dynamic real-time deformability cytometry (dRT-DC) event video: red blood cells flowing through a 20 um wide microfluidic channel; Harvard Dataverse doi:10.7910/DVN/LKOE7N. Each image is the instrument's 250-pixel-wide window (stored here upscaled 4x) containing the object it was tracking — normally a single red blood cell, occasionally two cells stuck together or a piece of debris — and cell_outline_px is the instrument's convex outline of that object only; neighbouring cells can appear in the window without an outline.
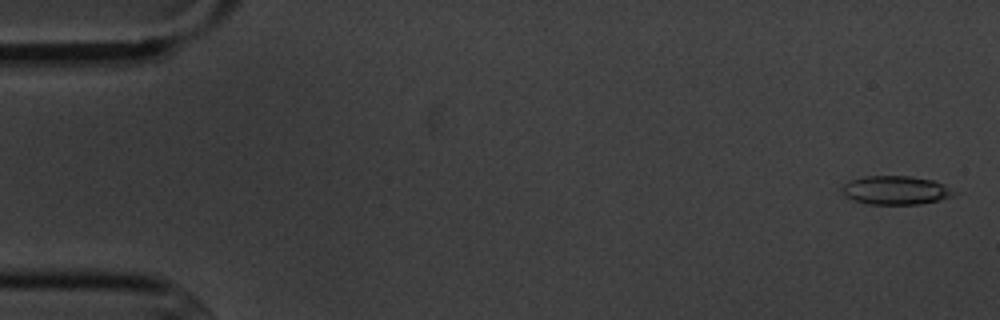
{"species": "common noctule bat (a hibernating species)", "species_latin": "Nyctalus noctula", "temperature_condition": "cold", "stored_images_in_passage": 7, "camera_frame_rate_fps": 3000, "um_per_image_px": 0.085, "animal": {"sex": "male", "body_mass_g": 20.1, "forearm_length_mm": 53.5}, "frame": {"image": 1, "passage_image": 1, "time_ms": 0.0, "image_size_px": [1000, 320], "cell_outline_px": [[956, 192], [952, 196], [940, 200], [920, 204], [868, 204], [856, 200], [848, 196], [840, 188], [844, 184], [852, 180], [864, 176], [912, 176], [932, 180], [944, 184]], "centroid_in_image_um": [76.17, 16.16], "position_along_channel_um": 8.8, "area_um2": 18.5}}
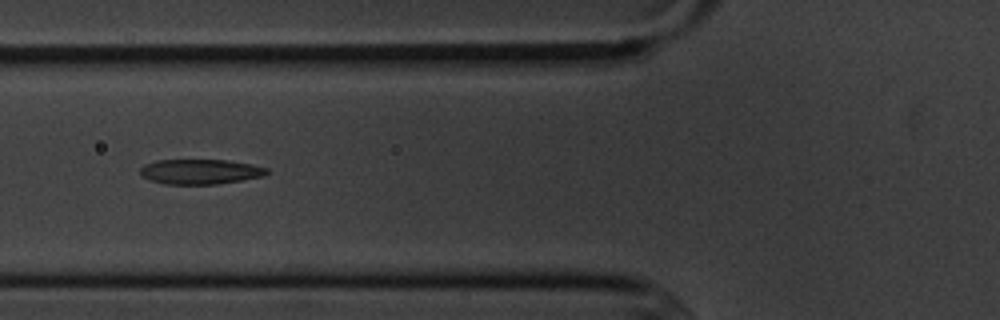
{"frame": {"image": 2, "passage_image": 6, "time_ms": 6.333, "image_size_px": [1000, 320], "cell_outline_px": [[268, 172], [264, 176], [216, 184], [164, 184], [148, 180], [140, 176], [140, 168], [144, 164], [156, 160], [228, 160], [252, 164], [268, 168]], "centroid_in_image_um": [16.98, 14.59], "position_along_channel_um": 108.8, "area_um2": 18.55}}
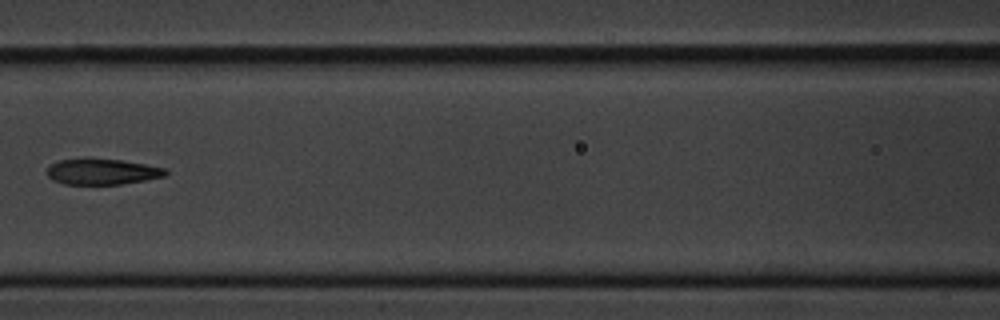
{"frame": {"image": 3, "passage_image": 7, "time_ms": 7.667, "image_size_px": [1000, 320], "cell_outline_px": [[168, 172], [164, 176], [144, 180], [120, 184], [64, 184], [52, 180], [48, 176], [48, 168], [52, 164], [60, 160], [84, 156], [88, 156], [120, 160], [168, 168]], "centroid_in_image_um": [8.66, 14.56], "position_along_channel_um": 157.9, "area_um2": 18.21}}